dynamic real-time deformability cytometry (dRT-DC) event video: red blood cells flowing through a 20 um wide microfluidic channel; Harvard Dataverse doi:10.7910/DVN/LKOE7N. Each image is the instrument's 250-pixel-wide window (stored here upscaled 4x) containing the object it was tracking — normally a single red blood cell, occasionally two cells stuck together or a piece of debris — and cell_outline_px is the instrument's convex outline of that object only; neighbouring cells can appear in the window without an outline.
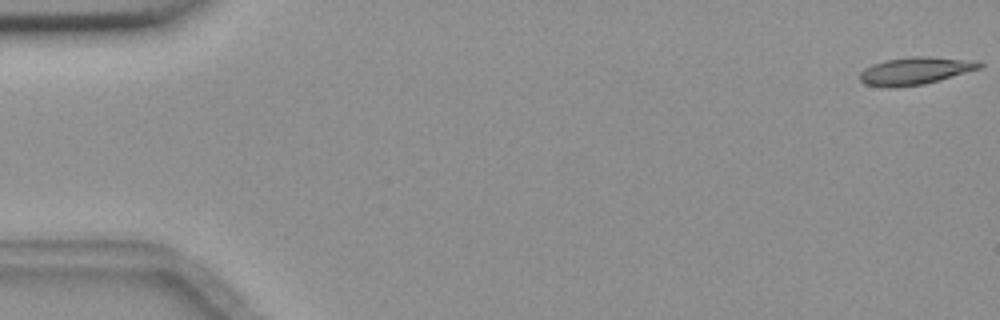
{"species": "common noctule bat (a hibernating species)", "species_latin": "Nyctalus noctula", "temperature_condition": "room temperature", "stored_images_in_passage": 5, "camera_frame_rate_fps": 3000, "um_per_image_px": 0.085, "animal": {"sex": "female", "body_mass_g": 18.4}, "frame": {"image": 1, "passage_image": 1, "time_ms": 0.0, "image_size_px": [1000, 320], "cell_outline_px": [[984, 64], [980, 68], [924, 84], [896, 88], [888, 88], [864, 84], [860, 80], [860, 72], [864, 68], [872, 64], [888, 60], [912, 56], [928, 56], [980, 60]], "centroid_in_image_um": [77.8, 6.02], "position_along_channel_um": 7.2, "area_um2": 19.31}}
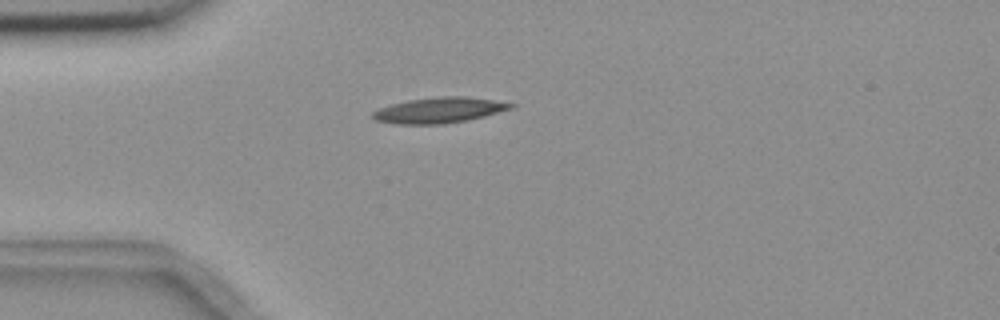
{"frame": {"image": 2, "passage_image": 5, "time_ms": 4.667, "image_size_px": [1000, 320], "cell_outline_px": [[516, 108], [468, 120], [444, 124], [396, 124], [376, 120], [372, 116], [372, 112], [380, 108], [392, 104], [408, 100], [440, 96], [464, 96], [492, 100], [516, 104]], "centroid_in_image_um": [37.37, 9.37], "position_along_channel_um": 47.6, "area_um2": 20.58}}